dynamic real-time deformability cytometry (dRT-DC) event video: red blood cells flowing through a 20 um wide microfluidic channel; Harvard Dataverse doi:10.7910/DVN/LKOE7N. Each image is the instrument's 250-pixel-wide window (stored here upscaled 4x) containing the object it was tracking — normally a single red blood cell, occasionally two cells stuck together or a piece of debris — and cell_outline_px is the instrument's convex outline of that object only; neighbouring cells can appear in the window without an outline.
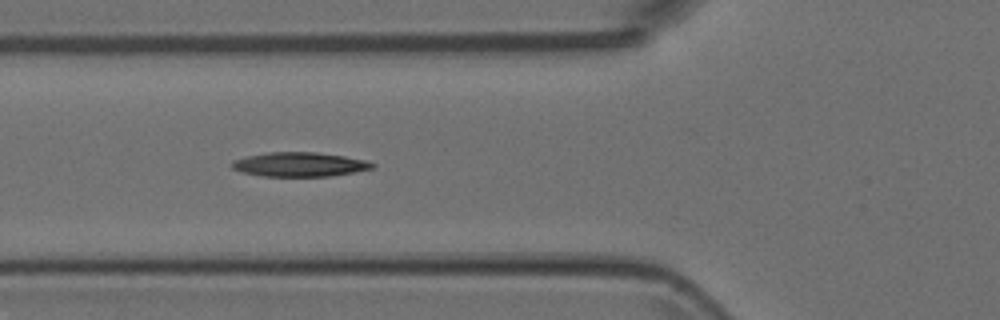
{"species": "Egyptian fruit bat (a non-hibernating species)", "species_latin": "Rousettus aegyptiacus", "temperature_condition": "room temperature", "stored_images_in_passage": 7, "camera_frame_rate_fps": 3000, "um_per_image_px": 0.085, "animal": {"sex": "female"}, "frame": {"image": 1, "passage_image": 6, "time_ms": 1.667, "image_size_px": [1000, 320], "cell_outline_px": [[376, 164], [372, 168], [332, 176], [260, 176], [240, 172], [232, 168], [232, 160], [244, 156], [268, 152], [316, 152], [344, 156], [364, 160]], "centroid_in_image_um": [25.39, 13.97], "position_along_channel_um": 100.4, "area_um2": 19.88}}
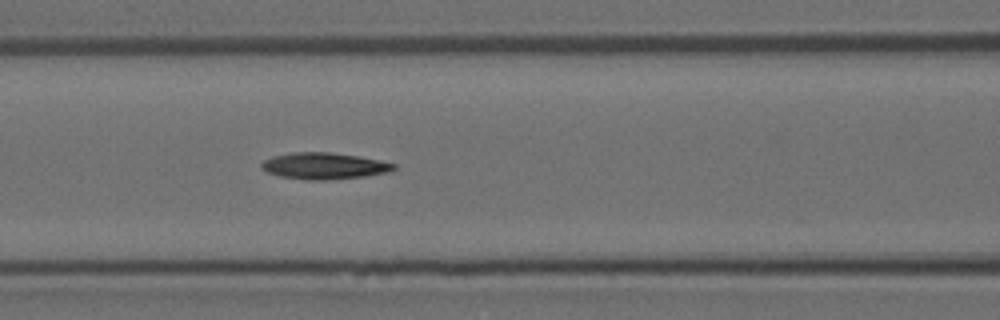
{"frame": {"image": 2, "passage_image": 7, "time_ms": 2.0, "image_size_px": [1000, 320], "cell_outline_px": [[396, 168], [388, 172], [368, 176], [328, 180], [308, 180], [280, 176], [268, 172], [260, 168], [260, 164], [264, 160], [272, 156], [292, 152], [328, 152], [360, 156], [380, 160], [396, 164]], "centroid_in_image_um": [27.56, 14.1], "position_along_channel_um": 139.0, "area_um2": 20.58}}